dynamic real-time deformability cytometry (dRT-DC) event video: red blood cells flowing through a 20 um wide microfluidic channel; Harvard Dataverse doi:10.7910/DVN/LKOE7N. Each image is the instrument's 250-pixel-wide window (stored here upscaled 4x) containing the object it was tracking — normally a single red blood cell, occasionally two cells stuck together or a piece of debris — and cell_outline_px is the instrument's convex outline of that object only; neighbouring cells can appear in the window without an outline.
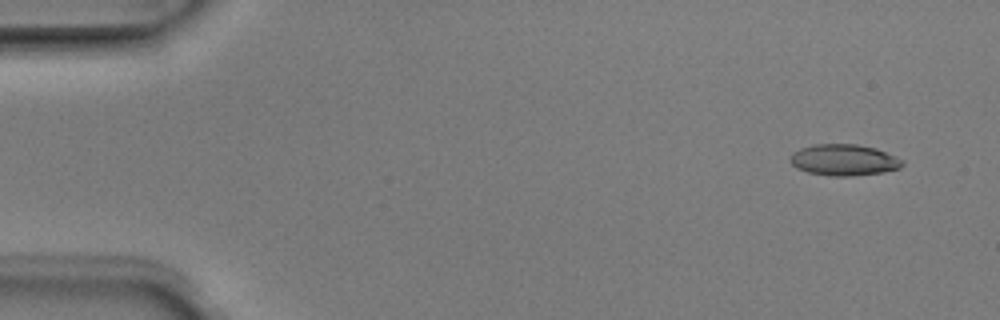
{"species": "Egyptian fruit bat (a non-hibernating species)", "species_latin": "Rousettus aegyptiacus", "temperature_condition": "room temperature", "stored_images_in_passage": 6, "camera_frame_rate_fps": 3000, "um_per_image_px": 0.085, "animal": {"sex": "male"}, "frame": {"image": 1, "passage_image": 6, "time_ms": 1.667, "image_size_px": [1000, 320], "cell_outline_px": [[904, 164], [900, 168], [884, 172], [852, 176], [828, 176], [808, 172], [796, 168], [788, 160], [792, 152], [800, 148], [812, 144], [856, 144], [876, 148], [896, 156], [904, 160]], "centroid_in_image_um": [71.72, 13.59], "position_along_channel_um": 13.3, "area_um2": 20.75}}